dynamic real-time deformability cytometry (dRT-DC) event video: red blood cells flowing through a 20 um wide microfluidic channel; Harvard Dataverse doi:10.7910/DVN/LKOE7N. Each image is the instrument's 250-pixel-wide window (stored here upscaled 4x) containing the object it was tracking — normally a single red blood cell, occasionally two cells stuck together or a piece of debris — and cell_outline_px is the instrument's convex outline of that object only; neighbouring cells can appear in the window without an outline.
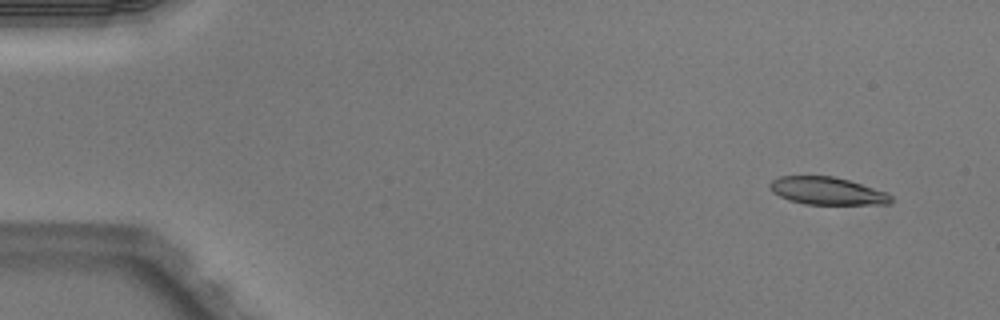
{"species": "Egyptian fruit bat (a non-hibernating species)", "species_latin": "Rousettus aegyptiacus", "temperature_condition": "warm", "stored_images_in_passage": 48, "camera_frame_rate_fps": 3000, "um_per_image_px": 0.085, "animal": {"sex": "male"}, "frame": {"image": 1, "passage_image": 1, "time_ms": 0.0, "image_size_px": [1000, 320], "cell_outline_px": [[892, 200], [888, 204], [804, 204], [788, 200], [772, 192], [768, 188], [768, 184], [772, 180], [780, 176], [836, 176], [884, 192], [892, 196]], "centroid_in_image_um": [70.23, 16.23], "position_along_channel_um": 14.8, "area_um2": 19.36}}
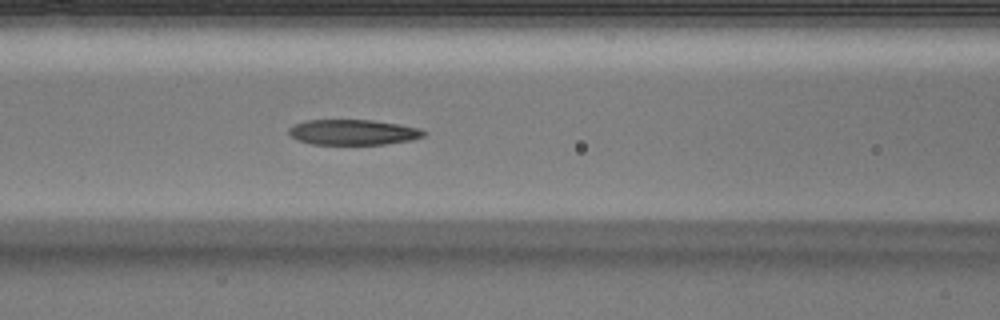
{"frame": {"image": 2, "passage_image": 19, "time_ms": 6.0, "image_size_px": [1000, 320], "cell_outline_px": [[428, 132], [424, 136], [412, 140], [384, 144], [312, 144], [300, 140], [292, 136], [288, 132], [288, 128], [296, 124], [308, 120], [372, 120], [400, 124], [420, 128]], "centroid_in_image_um": [30.07, 11.23], "position_along_channel_um": 136.5, "area_um2": 19.88}}
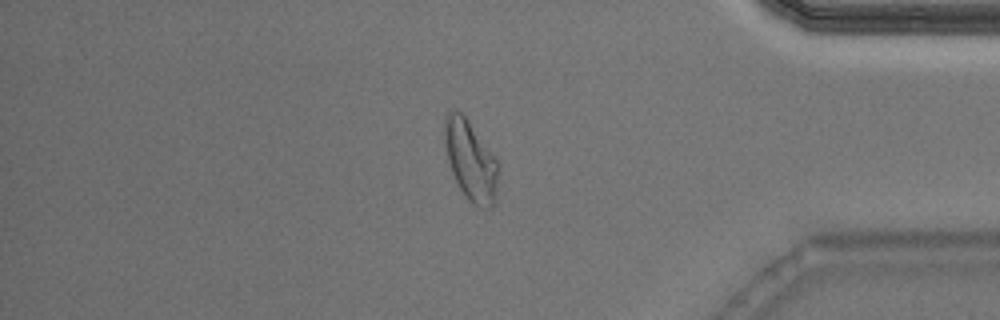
{"frame": {"image": 3, "passage_image": 40, "time_ms": 13.0, "image_size_px": [1000, 320], "cell_outline_px": [[496, 200], [492, 208], [476, 208], [468, 200], [460, 188], [452, 172], [448, 160], [444, 140], [444, 116], [448, 112], [456, 108], [468, 120], [496, 160]], "centroid_in_image_um": [39.96, 13.66], "position_along_channel_um": 395.2, "area_um2": 24.62}}